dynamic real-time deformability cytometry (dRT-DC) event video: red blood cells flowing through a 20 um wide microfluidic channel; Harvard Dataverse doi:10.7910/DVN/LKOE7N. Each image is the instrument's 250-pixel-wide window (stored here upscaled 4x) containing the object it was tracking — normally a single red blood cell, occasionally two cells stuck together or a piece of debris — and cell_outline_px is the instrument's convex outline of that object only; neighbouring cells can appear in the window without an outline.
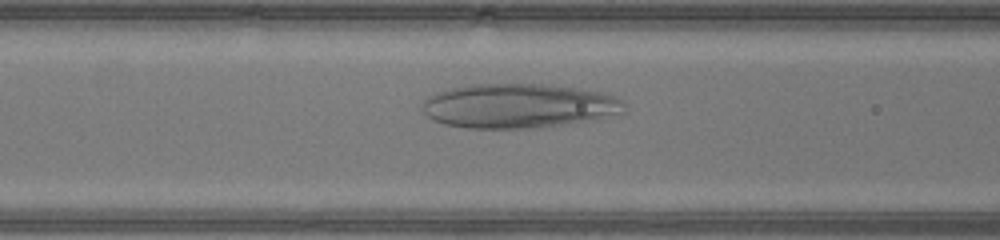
{"species": "human", "species_latin": "Homo sapiens", "temperature_condition": "warm", "stored_images_in_passage": 37, "camera_frame_rate_fps": 3000, "um_per_image_px": 0.085, "donor": {"sex": "male"}, "frame": {"image": 1, "passage_image": 9, "time_ms": 2.667, "image_size_px": [1000, 240], "cell_outline_px": [[624, 112], [620, 116], [596, 120], [540, 128], [468, 128], [444, 124], [432, 120], [420, 108], [424, 100], [428, 96], [436, 92], [452, 88], [472, 84], [540, 84], [576, 88], [600, 92], [624, 100]], "centroid_in_image_um": [44.12, 9.02], "position_along_channel_um": 122.5, "area_um2": 52.83}}
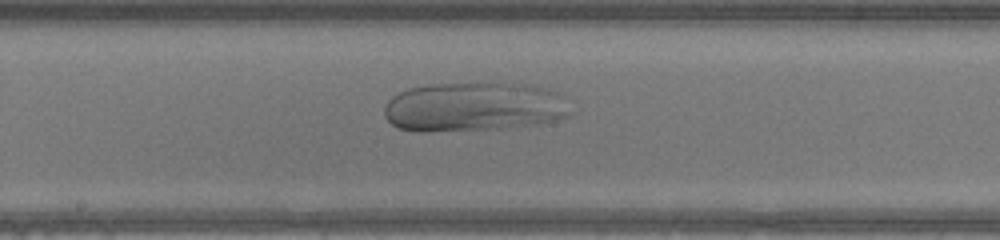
{"frame": {"image": 2, "passage_image": 15, "time_ms": 4.667, "image_size_px": [1000, 240], "cell_outline_px": [[572, 112], [568, 116], [556, 120], [540, 124], [500, 128], [424, 132], [416, 132], [396, 128], [384, 116], [384, 108], [388, 100], [392, 96], [408, 88], [428, 84], [528, 84], [548, 88], [560, 92], [564, 96]], "centroid_in_image_um": [40.3, 9.09], "position_along_channel_um": 207.9, "area_um2": 53.87}}